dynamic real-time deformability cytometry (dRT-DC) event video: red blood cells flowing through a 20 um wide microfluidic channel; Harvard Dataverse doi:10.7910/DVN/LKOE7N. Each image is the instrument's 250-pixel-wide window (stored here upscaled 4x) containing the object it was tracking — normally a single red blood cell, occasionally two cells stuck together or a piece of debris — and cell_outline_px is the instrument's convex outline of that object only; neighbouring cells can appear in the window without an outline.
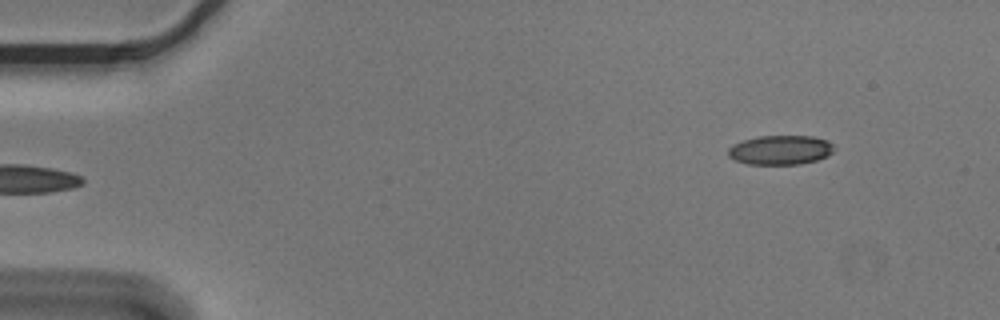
{"species": "Egyptian fruit bat (a non-hibernating species)", "species_latin": "Rousettus aegyptiacus", "temperature_condition": "cold", "stored_images_in_passage": 6, "segment_of_instrument_passage": [2, 2], "camera_frame_rate_fps": 3000, "um_per_image_px": 0.085, "animal": {"sex": "male"}, "frame": {"image": 1, "passage_image": 6, "time_ms": 1.667, "image_size_px": [1000, 320], "cell_outline_px": [[836, 148], [828, 156], [816, 160], [800, 164], [748, 164], [736, 160], [728, 156], [728, 148], [732, 144], [744, 140], [760, 136], [812, 136], [828, 140]], "centroid_in_image_um": [66.35, 12.74], "position_along_channel_um": 18.6, "area_um2": 18.15}}